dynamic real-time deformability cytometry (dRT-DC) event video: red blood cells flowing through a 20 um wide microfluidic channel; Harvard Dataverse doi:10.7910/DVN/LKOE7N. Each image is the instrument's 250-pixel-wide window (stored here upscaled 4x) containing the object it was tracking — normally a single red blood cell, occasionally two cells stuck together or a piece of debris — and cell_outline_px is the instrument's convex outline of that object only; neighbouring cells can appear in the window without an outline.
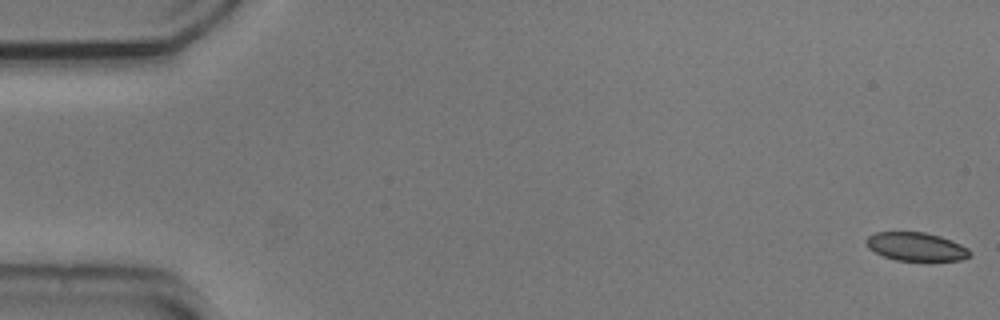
{"species": "common noctule bat (a hibernating species)", "species_latin": "Nyctalus noctula", "temperature_condition": "cold", "stored_images_in_passage": 55, "camera_frame_rate_fps": 3000, "um_per_image_px": 0.085, "animal": {"sex": "male", "body_mass_g": 20.5, "forearm_length_mm": 52.5}, "frame": {"image": 1, "passage_image": 1, "time_ms": 0.0, "image_size_px": [1000, 320], "cell_outline_px": [[972, 256], [960, 260], [896, 260], [884, 256], [868, 248], [868, 236], [876, 232], [924, 232], [940, 236], [952, 240], [968, 248], [972, 252]], "centroid_in_image_um": [77.92, 20.96], "position_along_channel_um": 7.1, "area_um2": 16.99}}
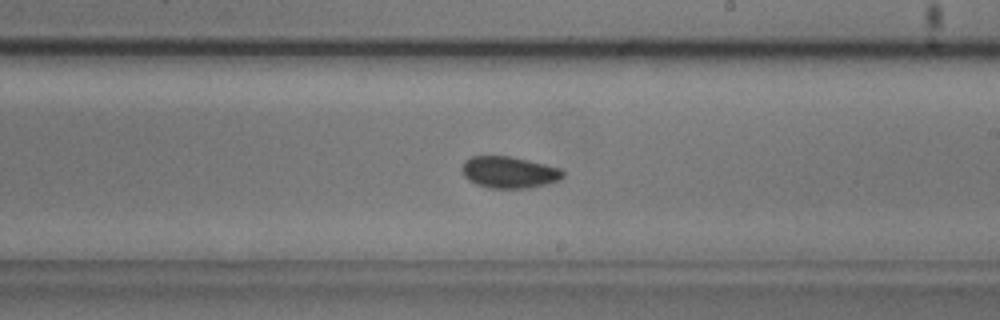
{"frame": {"image": 2, "passage_image": 32, "time_ms": 10.333, "image_size_px": [1000, 320], "cell_outline_px": [[564, 176], [560, 180], [528, 188], [488, 188], [476, 184], [468, 180], [464, 176], [460, 168], [464, 160], [472, 156], [508, 156], [528, 160], [560, 168], [564, 172]], "centroid_in_image_um": [43.23, 14.64], "position_along_channel_um": 245.8, "area_um2": 18.67}}
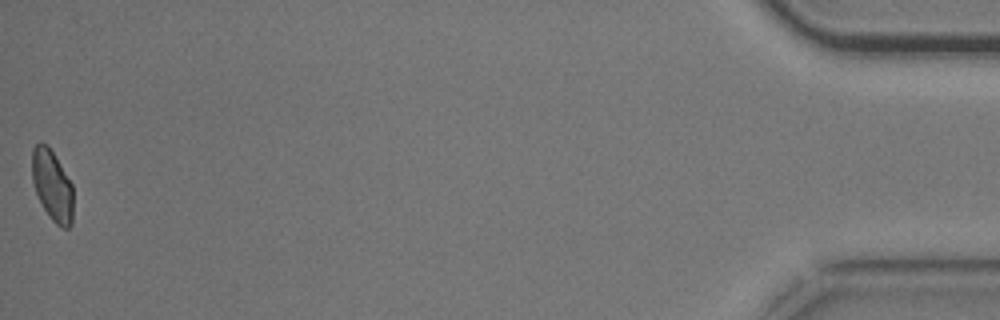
{"frame": {"image": 3, "passage_image": 55, "time_ms": 18.0, "image_size_px": [1000, 320], "cell_outline_px": [[72, 224], [68, 228], [64, 228], [56, 224], [52, 220], [44, 208], [36, 192], [32, 180], [32, 148], [40, 140], [48, 144], [72, 184]], "centroid_in_image_um": [4.43, 15.72], "position_along_channel_um": 430.8, "area_um2": 16.94}, "authors_computed_cell_mechanics": {"area_um2": 18.3226, "velocity_mm_per_s": 3.6877, "shape_relaxation_time_tau1_ms": null, "shape_relaxation_time_tau2_ms": 3.7894, "deformation_change_tau1": null, "deformation_change_tau2": 0.0745}}